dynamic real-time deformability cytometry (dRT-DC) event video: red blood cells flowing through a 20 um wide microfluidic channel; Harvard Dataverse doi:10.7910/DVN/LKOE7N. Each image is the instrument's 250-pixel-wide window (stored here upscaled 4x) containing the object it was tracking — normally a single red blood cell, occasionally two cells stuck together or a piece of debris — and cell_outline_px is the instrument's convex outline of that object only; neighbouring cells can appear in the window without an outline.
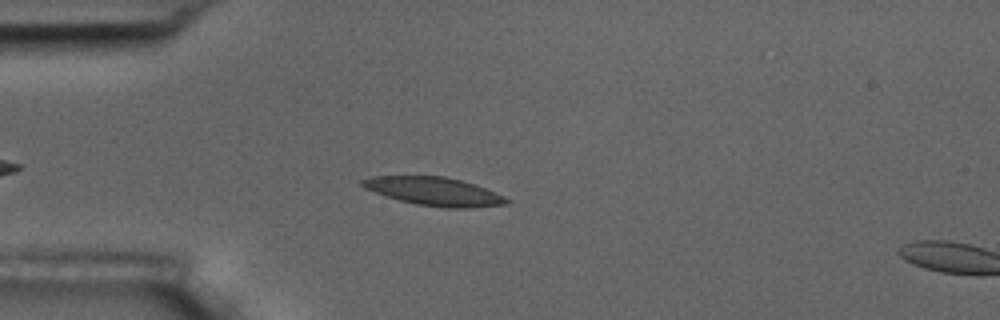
{"species": "common noctule bat (a hibernating species)", "species_latin": "Nyctalus noctula", "temperature_condition": "room temperature", "stored_images_in_passage": 2, "camera_frame_rate_fps": 3000, "um_per_image_px": 0.085, "animal": {"sex": "male", "body_mass_g": 17.5, "forearm_length_mm": 52.3}, "frame": {"image": 1, "passage_image": 2, "time_ms": 1.0, "image_size_px": [1000, 320], "cell_outline_px": [[512, 200], [508, 204], [468, 208], [444, 208], [416, 204], [400, 200], [364, 188], [360, 184], [360, 180], [372, 176], [444, 176], [476, 184], [504, 196]], "centroid_in_image_um": [36.94, 16.27], "position_along_channel_um": 48.1, "area_um2": 23.81}}